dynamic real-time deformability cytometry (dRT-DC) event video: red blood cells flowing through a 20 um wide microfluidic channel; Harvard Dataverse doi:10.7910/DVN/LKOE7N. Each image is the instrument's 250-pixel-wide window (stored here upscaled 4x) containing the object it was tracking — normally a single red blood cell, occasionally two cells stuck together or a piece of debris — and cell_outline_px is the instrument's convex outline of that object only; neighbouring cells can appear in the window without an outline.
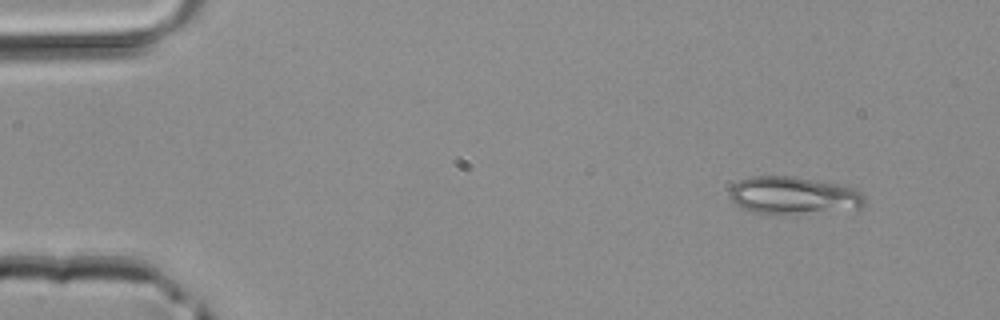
{"species": "common noctule bat (a hibernating species)", "species_latin": "Nyctalus noctula", "temperature_condition": "room temperature", "stored_images_in_passage": 5, "camera_frame_rate_fps": 3000, "um_per_image_px": 0.085, "animal": {"sex": "male", "body_mass_g": 20.4}, "frame": {"image": 1, "passage_image": 2, "time_ms": 0.333, "image_size_px": [1000, 320], "cell_outline_px": [[864, 204], [860, 208], [784, 216], [752, 212], [736, 204], [728, 196], [732, 184], [740, 180], [752, 176], [792, 176], [860, 188], [864, 196]], "centroid_in_image_um": [67.45, 16.63], "position_along_channel_um": 17.6, "area_um2": 30.17}}